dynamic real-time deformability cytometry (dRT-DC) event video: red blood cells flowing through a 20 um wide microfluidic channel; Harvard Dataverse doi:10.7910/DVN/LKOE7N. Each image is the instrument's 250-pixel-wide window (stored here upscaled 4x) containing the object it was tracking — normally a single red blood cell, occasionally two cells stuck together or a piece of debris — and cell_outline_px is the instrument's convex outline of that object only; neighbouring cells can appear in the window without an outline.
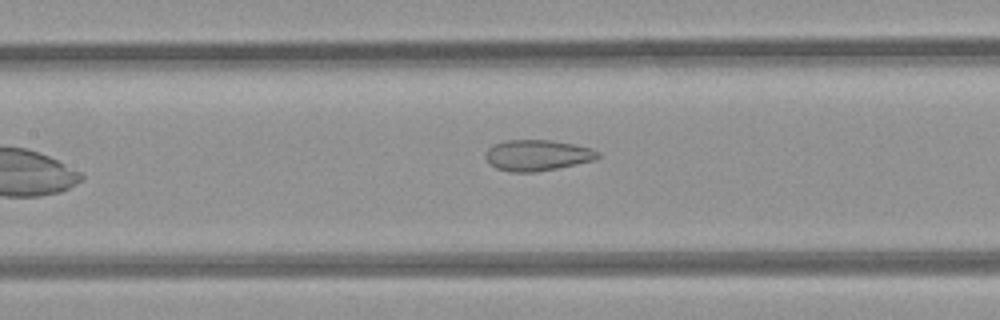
{"species": "common noctule bat (a hibernating species)", "species_latin": "Nyctalus noctula", "temperature_condition": "room temperature", "stored_images_in_passage": 33, "camera_frame_rate_fps": 3000, "um_per_image_px": 0.085, "animal": {"sex": "female", "body_mass_g": 21.9}, "frame": {"image": 1, "passage_image": 9, "time_ms": 2.667, "image_size_px": [1000, 320], "cell_outline_px": [[600, 156], [596, 160], [536, 172], [508, 172], [496, 168], [488, 164], [488, 148], [504, 140], [552, 140], [592, 148], [600, 152]], "centroid_in_image_um": [45.71, 13.2], "position_along_channel_um": 161.7, "area_um2": 20.17}}
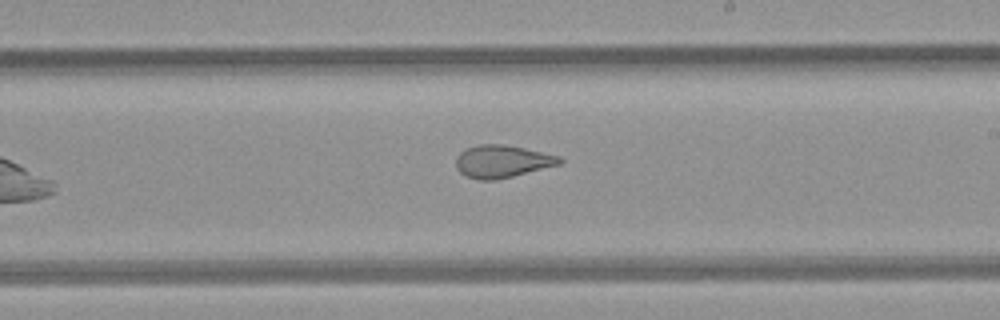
{"frame": {"image": 2, "passage_image": 15, "time_ms": 4.667, "image_size_px": [1000, 320], "cell_outline_px": [[564, 160], [560, 164], [496, 180], [480, 180], [468, 176], [460, 172], [456, 168], [456, 156], [460, 152], [468, 148], [480, 144], [504, 144], [524, 148], [560, 156]], "centroid_in_image_um": [42.68, 13.71], "position_along_channel_um": 246.3, "area_um2": 19.48}}
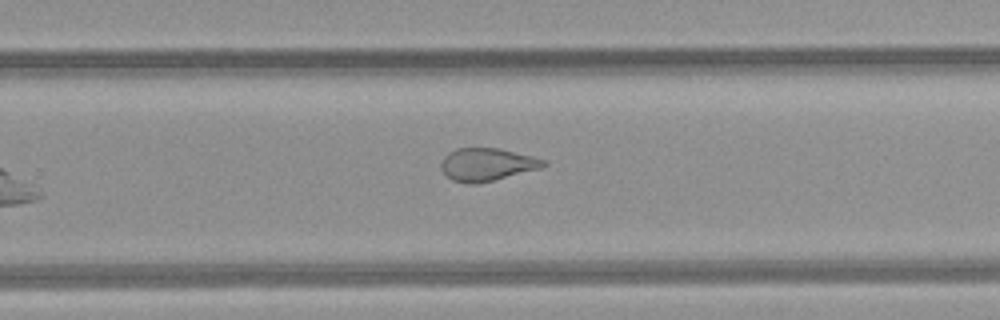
{"frame": {"image": 3, "passage_image": 18, "time_ms": 5.667, "image_size_px": [1000, 320], "cell_outline_px": [[548, 164], [540, 168], [476, 184], [468, 184], [452, 180], [440, 168], [440, 164], [444, 156], [448, 152], [456, 148], [500, 148], [548, 160]], "centroid_in_image_um": [41.38, 13.97], "position_along_channel_um": 288.4, "area_um2": 19.54}, "authors_computed_cell_mechanics": {"area_um2": 21.1548, "velocity_mm_per_s": 4.2459, "shape_relaxation_time_tau1_ms": null, "shape_relaxation_time_tau2_ms": 1.4998, "deformation_change_tau1": null, "deformation_change_tau2": 0.0948}}